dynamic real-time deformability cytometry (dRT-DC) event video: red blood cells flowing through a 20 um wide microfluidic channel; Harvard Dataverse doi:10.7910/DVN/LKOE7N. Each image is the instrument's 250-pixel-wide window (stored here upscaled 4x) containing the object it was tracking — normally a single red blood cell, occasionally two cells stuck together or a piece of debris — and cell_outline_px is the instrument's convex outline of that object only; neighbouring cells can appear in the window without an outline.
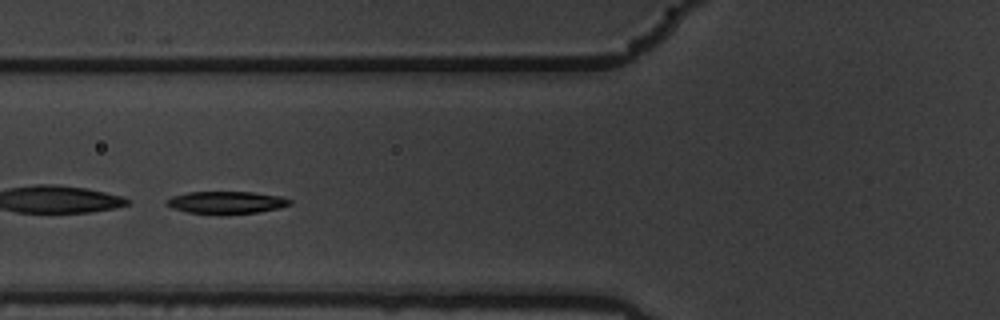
{"species": "common noctule bat (a hibernating species)", "species_latin": "Nyctalus noctula", "temperature_condition": "warm", "stored_images_in_passage": 48, "camera_frame_rate_fps": 3000, "um_per_image_px": 0.085, "animal": {"sex": "male", "body_mass_g": 19.5, "forearm_length_mm": 54.6}, "frame": {"image": 1, "passage_image": 14, "time_ms": 4.333, "image_size_px": [1000, 320], "cell_outline_px": [[292, 204], [280, 208], [260, 212], [188, 212], [172, 208], [164, 204], [164, 200], [172, 196], [188, 192], [252, 192], [280, 196], [292, 200]], "centroid_in_image_um": [19.24, 17.18], "position_along_channel_um": 106.6, "area_um2": 15.61}}
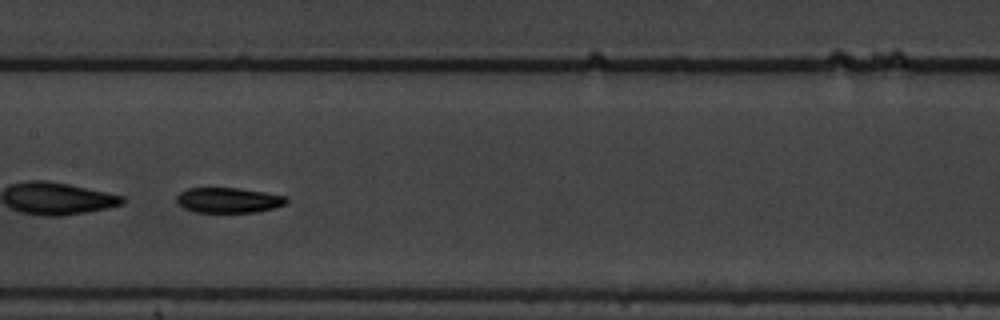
{"frame": {"image": 2, "passage_image": 21, "time_ms": 6.667, "image_size_px": [1000, 320], "cell_outline_px": [[288, 200], [284, 204], [276, 208], [256, 212], [196, 212], [184, 208], [176, 200], [176, 196], [180, 192], [188, 188], [240, 188], [288, 196]], "centroid_in_image_um": [19.45, 17.01], "position_along_channel_um": 188.0, "area_um2": 16.18}, "authors_computed_cell_mechanics": {"area_um2": 17.0221, "velocity_mm_per_s": 3.4865, "shape_relaxation_time_tau1_ms": 3.1192, "shape_relaxation_time_tau2_ms": 3.519, "deformation_change_tau1": 0.1445, "deformation_change_tau2": 0.089}}